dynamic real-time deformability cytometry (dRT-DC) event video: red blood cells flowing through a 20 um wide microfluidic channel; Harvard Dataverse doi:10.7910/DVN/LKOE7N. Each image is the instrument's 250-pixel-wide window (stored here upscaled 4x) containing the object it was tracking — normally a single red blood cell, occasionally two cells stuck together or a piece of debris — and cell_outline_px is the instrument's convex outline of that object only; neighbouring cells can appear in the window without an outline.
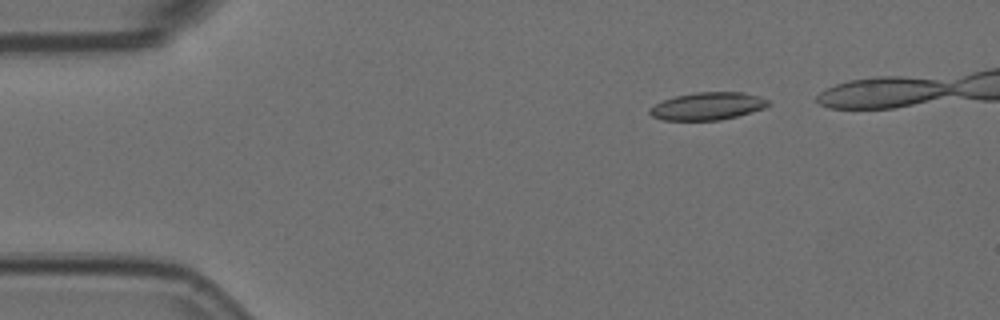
{"species": "Egyptian fruit bat (a non-hibernating species)", "species_latin": "Rousettus aegyptiacus", "temperature_condition": "room temperature", "stored_images_in_passage": 43, "camera_frame_rate_fps": 3000, "um_per_image_px": 0.085, "animal": {"sex": "female"}, "frame": {"image": 1, "passage_image": 5, "time_ms": 1.333, "image_size_px": [1000, 320], "cell_outline_px": [[768, 104], [764, 108], [752, 112], [720, 120], [664, 120], [652, 116], [648, 112], [656, 104], [664, 100], [676, 96], [696, 92], [744, 92], [760, 96], [768, 100]], "centroid_in_image_um": [60.17, 9.02], "position_along_channel_um": 24.8, "area_um2": 18.84}}
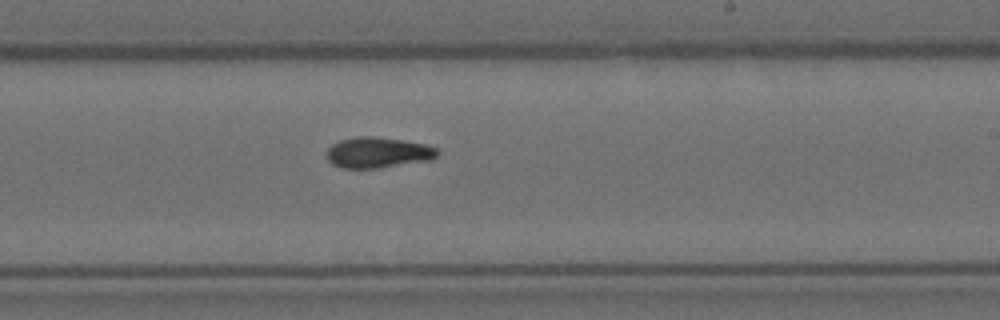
{"frame": {"image": 2, "passage_image": 30, "time_ms": 9.667, "image_size_px": [1000, 320], "cell_outline_px": [[440, 152], [432, 160], [380, 168], [340, 168], [332, 164], [328, 160], [328, 148], [332, 144], [340, 140], [356, 136], [372, 136], [404, 140], [424, 144], [436, 148]], "centroid_in_image_um": [32.13, 12.97], "position_along_channel_um": 256.9, "area_um2": 19.94}}
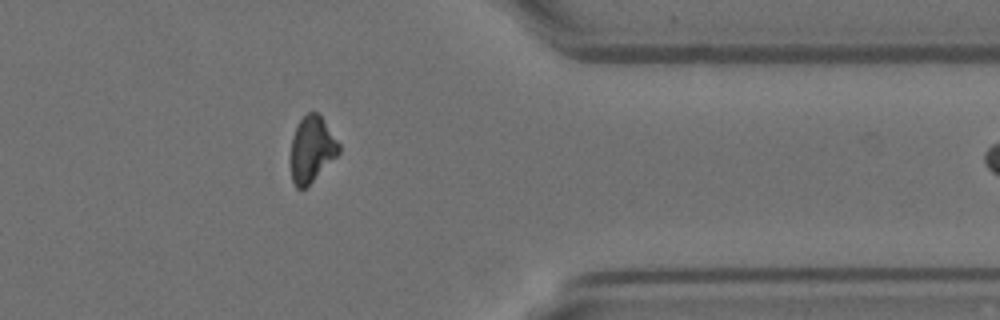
{"frame": {"image": 3, "passage_image": 42, "time_ms": 13.667, "image_size_px": [1000, 320], "cell_outline_px": [[340, 152], [304, 188], [296, 188], [292, 180], [288, 160], [292, 136], [296, 124], [308, 112], [316, 112], [324, 120], [340, 144]], "centroid_in_image_um": [26.44, 12.67], "position_along_channel_um": 385.0, "area_um2": 18.61}}